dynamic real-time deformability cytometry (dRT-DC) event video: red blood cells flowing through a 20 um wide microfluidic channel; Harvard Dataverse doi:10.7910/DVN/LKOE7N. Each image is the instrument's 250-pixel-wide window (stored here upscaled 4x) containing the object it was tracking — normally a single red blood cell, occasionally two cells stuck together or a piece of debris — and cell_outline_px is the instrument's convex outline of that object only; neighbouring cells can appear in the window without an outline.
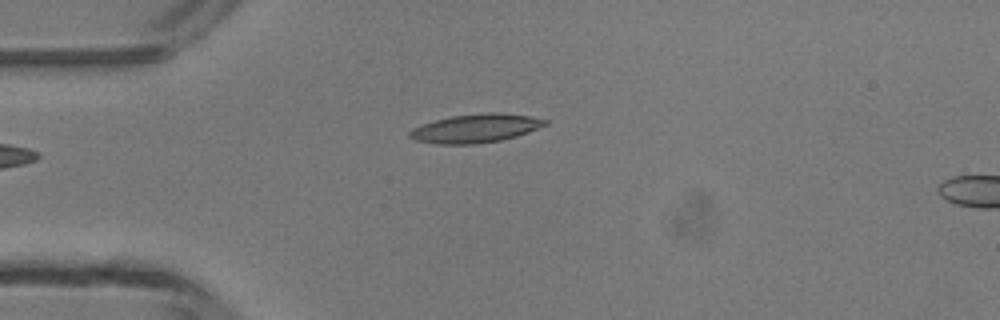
{"species": "common noctule bat (a hibernating species)", "species_latin": "Nyctalus noctula", "temperature_condition": "room temperature", "stored_images_in_passage": 4, "camera_frame_rate_fps": 3000, "um_per_image_px": 0.085, "animal": {"sex": "male", "body_mass_g": 13.3}, "frame": {"image": 1, "passage_image": 3, "time_ms": 3.333, "image_size_px": [1000, 320], "cell_outline_px": [[548, 124], [528, 132], [516, 136], [500, 140], [476, 144], [436, 144], [412, 140], [408, 136], [408, 132], [412, 128], [436, 120], [452, 116], [488, 112], [496, 112], [528, 116], [548, 120]], "centroid_in_image_um": [40.39, 10.92], "position_along_channel_um": 44.6, "area_um2": 22.48}}